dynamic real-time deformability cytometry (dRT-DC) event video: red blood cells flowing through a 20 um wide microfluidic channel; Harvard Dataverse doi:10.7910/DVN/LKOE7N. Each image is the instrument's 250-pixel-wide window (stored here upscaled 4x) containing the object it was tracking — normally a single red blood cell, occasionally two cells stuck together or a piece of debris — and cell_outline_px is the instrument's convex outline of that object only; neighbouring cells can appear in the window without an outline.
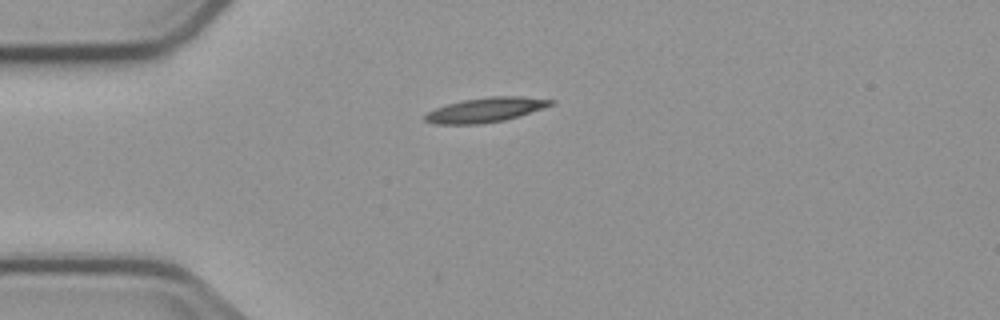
{"species": "common noctule bat (a hibernating species)", "species_latin": "Nyctalus noctula", "temperature_condition": "cold", "stored_images_in_passage": 3, "camera_frame_rate_fps": 3000, "um_per_image_px": 0.085, "animal": {"sex": "male", "body_mass_g": 23.1, "forearm_length_mm": 52.7}, "frame": {"image": 1, "passage_image": 1, "time_ms": 0.0, "image_size_px": [1000, 320], "cell_outline_px": [[556, 104], [504, 120], [480, 124], [432, 124], [424, 120], [424, 116], [428, 112], [436, 108], [448, 104], [464, 100], [488, 96], [520, 96], [556, 100]], "centroid_in_image_um": [41.29, 9.33], "position_along_channel_um": 43.7, "area_um2": 17.98}}
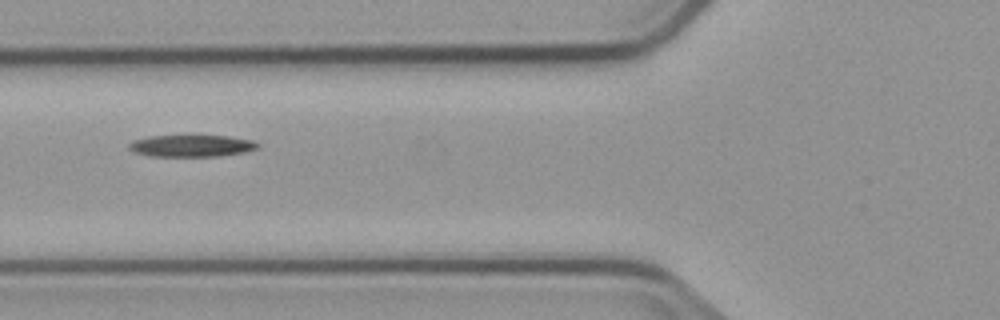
{"frame": {"image": 2, "passage_image": 3, "time_ms": 2.333, "image_size_px": [1000, 320], "cell_outline_px": [[260, 148], [244, 152], [220, 156], [148, 156], [132, 152], [128, 148], [128, 144], [132, 140], [148, 136], [228, 136], [252, 140], [260, 144]], "centroid_in_image_um": [16.25, 12.4], "position_along_channel_um": 109.5, "area_um2": 16.53}}